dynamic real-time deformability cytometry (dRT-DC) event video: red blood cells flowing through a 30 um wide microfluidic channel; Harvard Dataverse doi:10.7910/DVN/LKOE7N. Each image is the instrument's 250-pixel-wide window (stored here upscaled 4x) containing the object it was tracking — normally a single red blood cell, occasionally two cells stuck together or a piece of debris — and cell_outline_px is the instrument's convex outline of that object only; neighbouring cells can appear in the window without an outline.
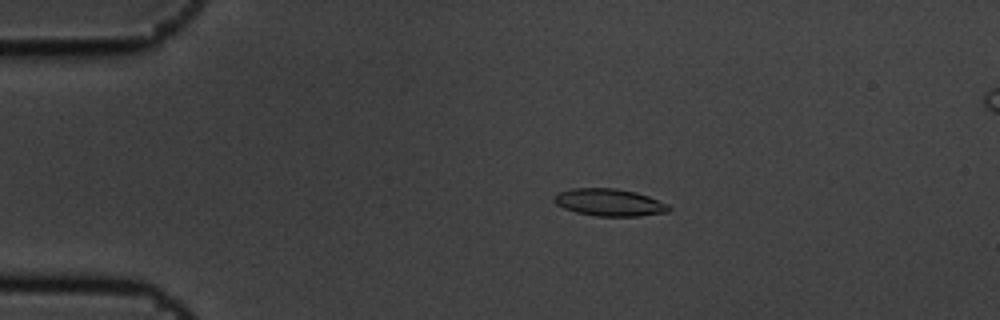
{"species": "common noctule bat (a hibernating species)", "species_latin": "Nyctalus noctula", "temperature_condition": "cold", "stored_images_in_passage": 11, "camera_frame_rate_fps": 3000, "um_per_image_px": 0.085, "animal": {"sex": "male", "body_mass_g": 19.5, "forearm_length_mm": 54.6}, "frame": {"image": 1, "passage_image": 3, "time_ms": 0.667, "image_size_px": [1000, 320], "cell_outline_px": [[672, 208], [668, 212], [640, 216], [596, 216], [576, 212], [564, 208], [556, 204], [552, 200], [552, 196], [560, 192], [572, 188], [616, 188], [636, 192], [648, 196], [668, 204]], "centroid_in_image_um": [51.79, 17.2], "position_along_channel_um": 33.2, "area_um2": 18.32}}
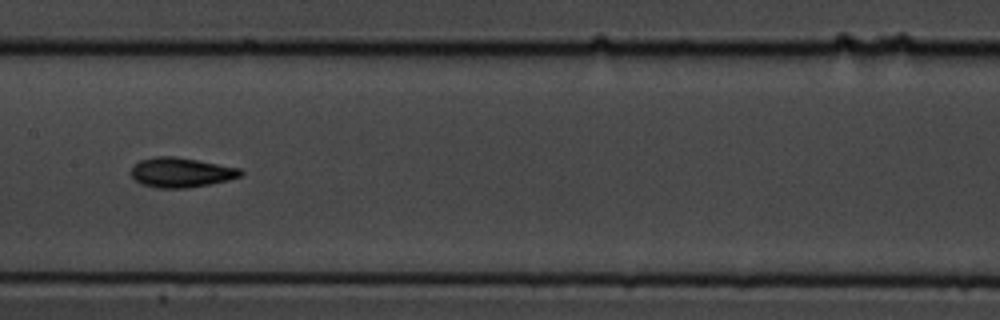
{"frame": {"image": 2, "passage_image": 8, "time_ms": 2.333, "image_size_px": [1000, 320], "cell_outline_px": [[244, 172], [240, 176], [228, 180], [188, 188], [156, 188], [140, 184], [132, 176], [132, 164], [140, 160], [152, 156], [176, 156], [240, 168]], "centroid_in_image_um": [15.36, 14.65], "position_along_channel_um": 192.0, "area_um2": 19.07}}
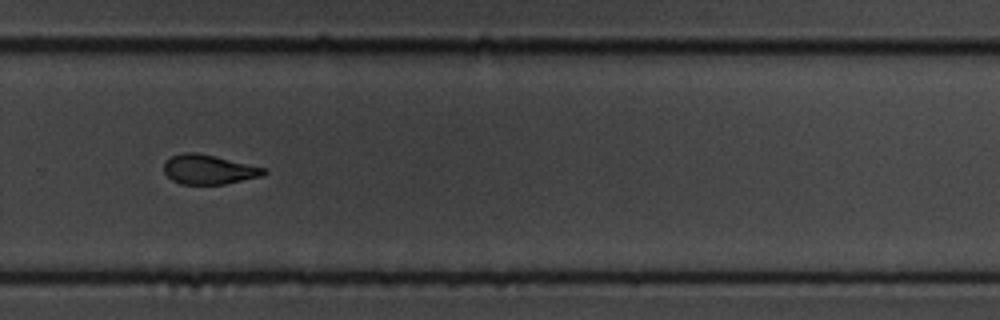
{"frame": {"image": 3, "passage_image": 11, "time_ms": 3.333, "image_size_px": [1000, 320], "cell_outline_px": [[268, 172], [264, 176], [224, 184], [180, 184], [172, 180], [164, 172], [164, 164], [172, 156], [184, 152], [196, 152], [268, 168]], "centroid_in_image_um": [17.8, 14.41], "position_along_channel_um": 312.0, "area_um2": 17.22}}